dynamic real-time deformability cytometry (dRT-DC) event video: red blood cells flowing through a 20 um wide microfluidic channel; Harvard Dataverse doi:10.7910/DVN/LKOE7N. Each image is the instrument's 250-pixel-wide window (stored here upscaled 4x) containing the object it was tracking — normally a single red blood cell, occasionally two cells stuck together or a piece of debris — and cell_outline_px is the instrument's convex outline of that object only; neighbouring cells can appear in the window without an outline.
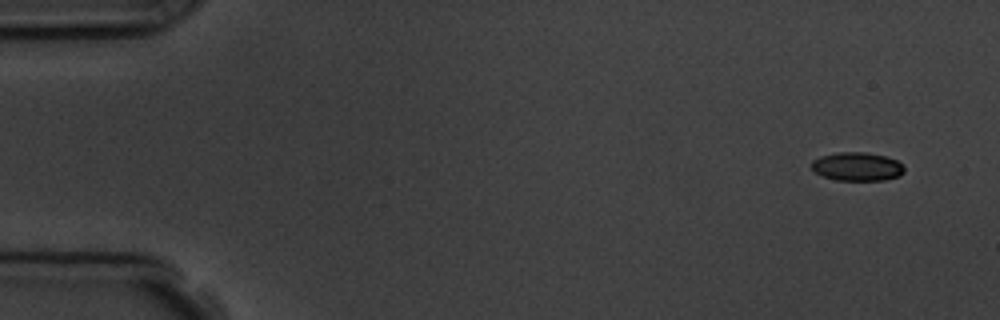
{"species": "common noctule bat (a hibernating species)", "species_latin": "Nyctalus noctula", "temperature_condition": "room temperature", "stored_images_in_passage": 5, "camera_frame_rate_fps": 3000, "um_per_image_px": 0.085, "animal": {"sex": "male", "body_mass_g": 19.5, "forearm_length_mm": 54.6}, "frame": {"image": 1, "passage_image": 1, "time_ms": 0.0, "image_size_px": [1000, 320], "cell_outline_px": [[904, 172], [900, 176], [884, 180], [836, 180], [824, 176], [816, 172], [812, 168], [812, 160], [820, 156], [836, 152], [864, 152], [884, 156], [896, 160], [904, 168]], "centroid_in_image_um": [72.85, 14.15], "position_along_channel_um": 12.2, "area_um2": 15.32}}
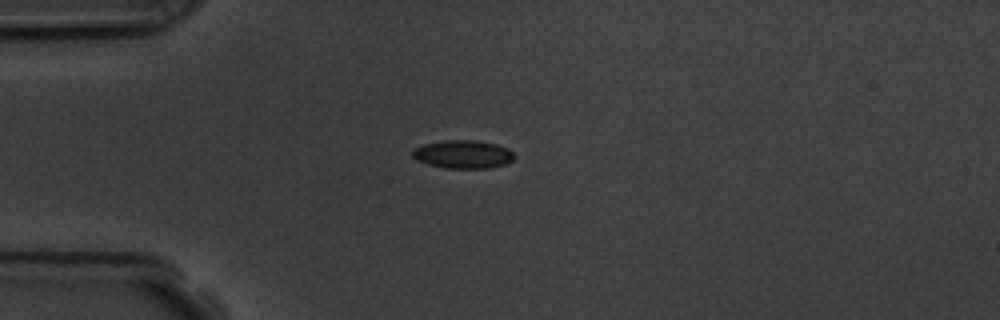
{"frame": {"image": 2, "passage_image": 4, "time_ms": 3.667, "image_size_px": [1000, 320], "cell_outline_px": [[516, 156], [508, 164], [488, 168], [444, 168], [428, 164], [416, 160], [412, 156], [412, 148], [424, 144], [444, 140], [476, 140], [496, 144], [508, 148]], "centroid_in_image_um": [39.36, 13.11], "position_along_channel_um": 45.6, "area_um2": 16.94}}